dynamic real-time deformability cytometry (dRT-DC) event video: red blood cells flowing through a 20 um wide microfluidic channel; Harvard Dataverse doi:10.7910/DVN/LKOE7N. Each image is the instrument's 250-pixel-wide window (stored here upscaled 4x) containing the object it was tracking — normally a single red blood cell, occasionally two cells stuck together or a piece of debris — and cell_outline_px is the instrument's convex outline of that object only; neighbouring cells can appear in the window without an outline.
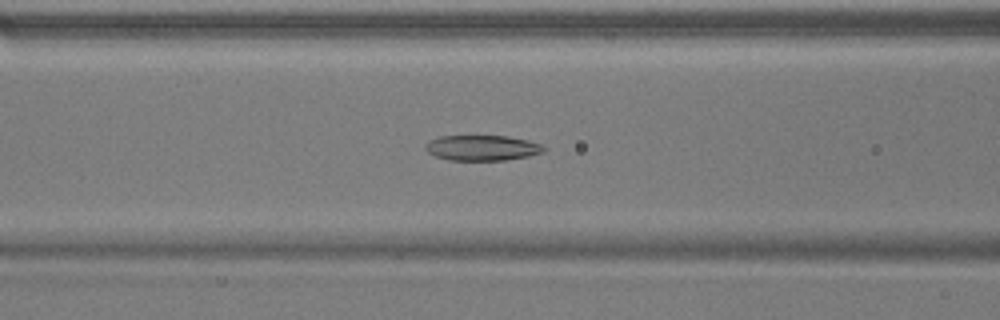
{"species": "common noctule bat (a hibernating species)", "species_latin": "Nyctalus noctula", "temperature_condition": "warm", "stored_images_in_passage": 41, "camera_frame_rate_fps": 3000, "um_per_image_px": 0.085, "animal": {"sex": "male", "body_mass_g": 17.9}, "frame": {"image": 1, "passage_image": 11, "time_ms": 3.333, "image_size_px": [1000, 320], "cell_outline_px": [[548, 148], [544, 152], [528, 156], [508, 160], [448, 160], [436, 156], [428, 152], [424, 148], [424, 144], [428, 140], [440, 136], [508, 136], [528, 140], [540, 144]], "centroid_in_image_um": [40.98, 12.57], "position_along_channel_um": 125.6, "area_um2": 17.69}}
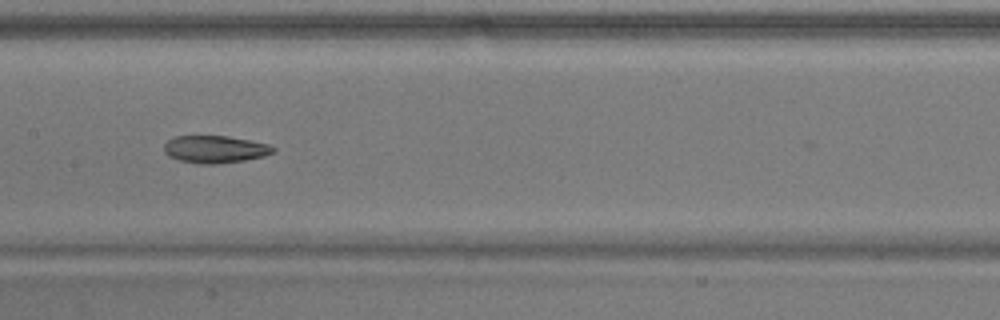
{"frame": {"image": 2, "passage_image": 16, "time_ms": 5.0, "image_size_px": [1000, 320], "cell_outline_px": [[276, 152], [264, 156], [244, 160], [216, 164], [200, 164], [180, 160], [168, 156], [164, 152], [164, 144], [168, 140], [176, 136], [228, 136], [268, 144], [276, 148]], "centroid_in_image_um": [18.28, 12.69], "position_along_channel_um": 189.1, "area_um2": 17.4}}
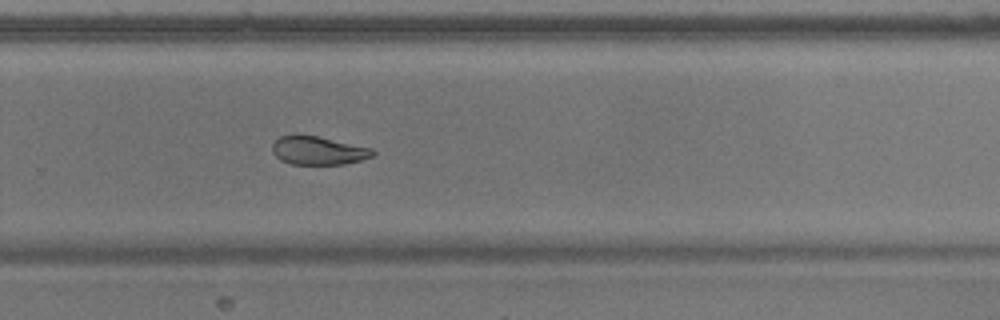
{"frame": {"image": 3, "passage_image": 25, "time_ms": 8.0, "image_size_px": [1000, 320], "cell_outline_px": [[376, 152], [372, 156], [360, 160], [344, 164], [292, 164], [280, 160], [272, 152], [272, 144], [280, 136], [296, 132], [316, 136], [372, 148]], "centroid_in_image_um": [26.99, 12.77], "position_along_channel_um": 302.8, "area_um2": 16.82}, "authors_computed_cell_mechanics": {"area_um2": 17.1666, "velocity_mm_per_s": 3.8013, "shape_relaxation_time_tau1_ms": null, "shape_relaxation_time_tau2_ms": 5.368, "deformation_change_tau1": null, "deformation_change_tau2": 0.1056}}